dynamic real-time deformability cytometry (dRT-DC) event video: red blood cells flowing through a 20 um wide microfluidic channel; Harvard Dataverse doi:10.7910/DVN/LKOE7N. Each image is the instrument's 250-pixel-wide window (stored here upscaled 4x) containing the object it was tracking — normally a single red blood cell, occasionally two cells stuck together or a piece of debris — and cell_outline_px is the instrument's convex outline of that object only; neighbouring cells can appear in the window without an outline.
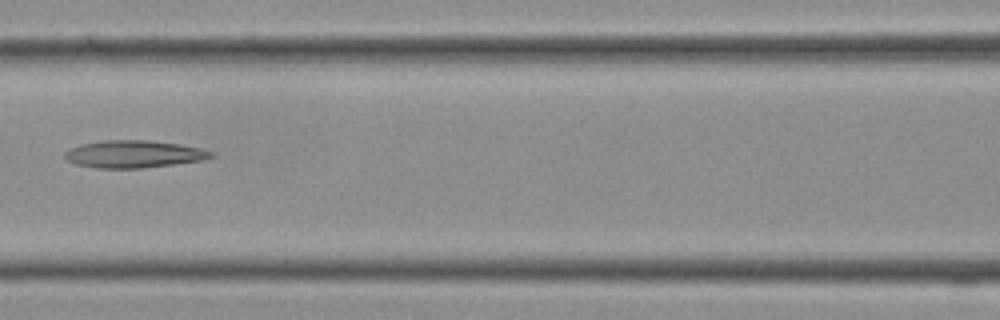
{"species": "Egyptian fruit bat (a non-hibernating species)", "species_latin": "Rousettus aegyptiacus", "temperature_condition": "cold", "stored_images_in_passage": 12, "camera_frame_rate_fps": 3000, "um_per_image_px": 0.085, "frame": {"image": 1, "passage_image": 9, "time_ms": 2.667, "image_size_px": [1000, 320], "cell_outline_px": [[216, 156], [200, 160], [172, 164], [140, 168], [96, 168], [76, 164], [68, 160], [64, 156], [64, 152], [80, 144], [104, 140], [148, 140], [180, 144], [200, 148], [212, 152]], "centroid_in_image_um": [11.35, 13.09], "position_along_channel_um": 155.2, "area_um2": 23.12}}
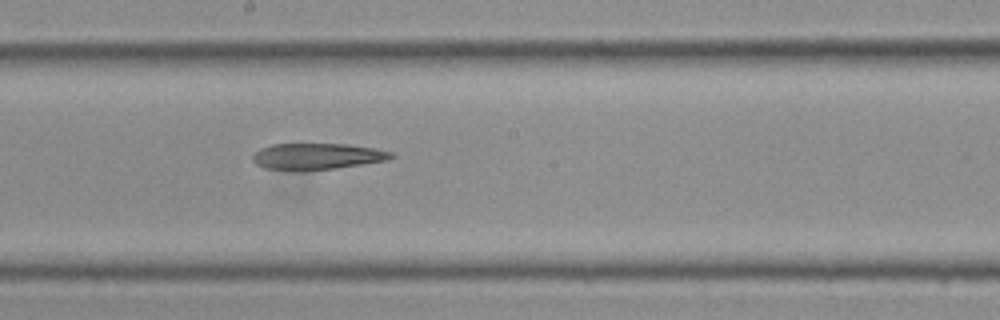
{"frame": {"image": 2, "passage_image": 12, "time_ms": 3.667, "image_size_px": [1000, 320], "cell_outline_px": [[396, 156], [388, 160], [364, 164], [336, 168], [264, 168], [256, 164], [252, 160], [252, 156], [260, 148], [272, 144], [348, 144], [376, 148], [392, 152]], "centroid_in_image_um": [27.02, 13.25], "position_along_channel_um": 221.2, "area_um2": 20.63}}